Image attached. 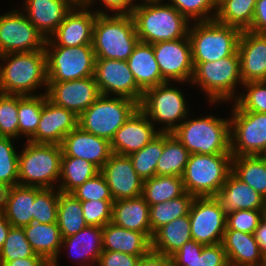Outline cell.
<instances>
[{"label":"cell","instance_id":"cell-1","mask_svg":"<svg viewBox=\"0 0 266 266\" xmlns=\"http://www.w3.org/2000/svg\"><path fill=\"white\" fill-rule=\"evenodd\" d=\"M0 93L34 96L48 89L47 57L43 50L0 55Z\"/></svg>","mask_w":266,"mask_h":266},{"label":"cell","instance_id":"cell-2","mask_svg":"<svg viewBox=\"0 0 266 266\" xmlns=\"http://www.w3.org/2000/svg\"><path fill=\"white\" fill-rule=\"evenodd\" d=\"M133 17L140 42L155 44L185 38L191 22L166 0H140Z\"/></svg>","mask_w":266,"mask_h":266},{"label":"cell","instance_id":"cell-3","mask_svg":"<svg viewBox=\"0 0 266 266\" xmlns=\"http://www.w3.org/2000/svg\"><path fill=\"white\" fill-rule=\"evenodd\" d=\"M189 85H197L212 106L234 102L241 92L237 90L243 85L238 51L217 61L199 63Z\"/></svg>","mask_w":266,"mask_h":266},{"label":"cell","instance_id":"cell-4","mask_svg":"<svg viewBox=\"0 0 266 266\" xmlns=\"http://www.w3.org/2000/svg\"><path fill=\"white\" fill-rule=\"evenodd\" d=\"M138 42L131 14L98 13L92 36L96 59L126 61Z\"/></svg>","mask_w":266,"mask_h":266},{"label":"cell","instance_id":"cell-5","mask_svg":"<svg viewBox=\"0 0 266 266\" xmlns=\"http://www.w3.org/2000/svg\"><path fill=\"white\" fill-rule=\"evenodd\" d=\"M189 116L172 133L190 154H231L230 117Z\"/></svg>","mask_w":266,"mask_h":266},{"label":"cell","instance_id":"cell-6","mask_svg":"<svg viewBox=\"0 0 266 266\" xmlns=\"http://www.w3.org/2000/svg\"><path fill=\"white\" fill-rule=\"evenodd\" d=\"M24 145L18 155V185L58 187L63 154L61 145L37 144L27 140Z\"/></svg>","mask_w":266,"mask_h":266},{"label":"cell","instance_id":"cell-7","mask_svg":"<svg viewBox=\"0 0 266 266\" xmlns=\"http://www.w3.org/2000/svg\"><path fill=\"white\" fill-rule=\"evenodd\" d=\"M171 84L174 83L166 82L146 90L139 104V108L162 133H172L191 114L187 98L181 88L177 87L179 84L184 85V82H177L173 86ZM155 124L162 127L158 129Z\"/></svg>","mask_w":266,"mask_h":266},{"label":"cell","instance_id":"cell-8","mask_svg":"<svg viewBox=\"0 0 266 266\" xmlns=\"http://www.w3.org/2000/svg\"><path fill=\"white\" fill-rule=\"evenodd\" d=\"M241 30L216 20L191 22L188 37L194 68L202 62L229 57L238 49Z\"/></svg>","mask_w":266,"mask_h":266},{"label":"cell","instance_id":"cell-9","mask_svg":"<svg viewBox=\"0 0 266 266\" xmlns=\"http://www.w3.org/2000/svg\"><path fill=\"white\" fill-rule=\"evenodd\" d=\"M232 171V154H190L182 174L184 189L194 197H214Z\"/></svg>","mask_w":266,"mask_h":266},{"label":"cell","instance_id":"cell-10","mask_svg":"<svg viewBox=\"0 0 266 266\" xmlns=\"http://www.w3.org/2000/svg\"><path fill=\"white\" fill-rule=\"evenodd\" d=\"M138 107L134 100L128 98L101 95L78 117V126L111 141L115 132Z\"/></svg>","mask_w":266,"mask_h":266},{"label":"cell","instance_id":"cell-11","mask_svg":"<svg viewBox=\"0 0 266 266\" xmlns=\"http://www.w3.org/2000/svg\"><path fill=\"white\" fill-rule=\"evenodd\" d=\"M48 82H64L94 76L96 55L92 45L45 46Z\"/></svg>","mask_w":266,"mask_h":266},{"label":"cell","instance_id":"cell-12","mask_svg":"<svg viewBox=\"0 0 266 266\" xmlns=\"http://www.w3.org/2000/svg\"><path fill=\"white\" fill-rule=\"evenodd\" d=\"M230 117L232 156L266 154V113L242 111L234 102Z\"/></svg>","mask_w":266,"mask_h":266},{"label":"cell","instance_id":"cell-13","mask_svg":"<svg viewBox=\"0 0 266 266\" xmlns=\"http://www.w3.org/2000/svg\"><path fill=\"white\" fill-rule=\"evenodd\" d=\"M45 42L22 10L0 15V55L43 50Z\"/></svg>","mask_w":266,"mask_h":266},{"label":"cell","instance_id":"cell-14","mask_svg":"<svg viewBox=\"0 0 266 266\" xmlns=\"http://www.w3.org/2000/svg\"><path fill=\"white\" fill-rule=\"evenodd\" d=\"M191 238L203 245L222 241L226 213L214 197H195L189 211Z\"/></svg>","mask_w":266,"mask_h":266},{"label":"cell","instance_id":"cell-15","mask_svg":"<svg viewBox=\"0 0 266 266\" xmlns=\"http://www.w3.org/2000/svg\"><path fill=\"white\" fill-rule=\"evenodd\" d=\"M152 45L162 78L166 82L191 83L194 64L188 36Z\"/></svg>","mask_w":266,"mask_h":266},{"label":"cell","instance_id":"cell-16","mask_svg":"<svg viewBox=\"0 0 266 266\" xmlns=\"http://www.w3.org/2000/svg\"><path fill=\"white\" fill-rule=\"evenodd\" d=\"M95 79L101 95L124 97L141 103L144 92L138 87L127 61L96 59Z\"/></svg>","mask_w":266,"mask_h":266},{"label":"cell","instance_id":"cell-17","mask_svg":"<svg viewBox=\"0 0 266 266\" xmlns=\"http://www.w3.org/2000/svg\"><path fill=\"white\" fill-rule=\"evenodd\" d=\"M98 13L85 3H77L56 31L46 39L45 46L92 45L93 26Z\"/></svg>","mask_w":266,"mask_h":266},{"label":"cell","instance_id":"cell-18","mask_svg":"<svg viewBox=\"0 0 266 266\" xmlns=\"http://www.w3.org/2000/svg\"><path fill=\"white\" fill-rule=\"evenodd\" d=\"M46 94L55 105L73 111L78 117L101 96L95 76L48 82Z\"/></svg>","mask_w":266,"mask_h":266},{"label":"cell","instance_id":"cell-19","mask_svg":"<svg viewBox=\"0 0 266 266\" xmlns=\"http://www.w3.org/2000/svg\"><path fill=\"white\" fill-rule=\"evenodd\" d=\"M114 199H129L142 195L144 180L133 168L129 156L113 153L100 169Z\"/></svg>","mask_w":266,"mask_h":266},{"label":"cell","instance_id":"cell-20","mask_svg":"<svg viewBox=\"0 0 266 266\" xmlns=\"http://www.w3.org/2000/svg\"><path fill=\"white\" fill-rule=\"evenodd\" d=\"M77 126L78 116L73 111L57 106L47 98L36 132L27 141L61 145L64 137Z\"/></svg>","mask_w":266,"mask_h":266},{"label":"cell","instance_id":"cell-21","mask_svg":"<svg viewBox=\"0 0 266 266\" xmlns=\"http://www.w3.org/2000/svg\"><path fill=\"white\" fill-rule=\"evenodd\" d=\"M159 133L146 114L138 107L115 132L110 141L112 152L130 156L142 149Z\"/></svg>","mask_w":266,"mask_h":266},{"label":"cell","instance_id":"cell-22","mask_svg":"<svg viewBox=\"0 0 266 266\" xmlns=\"http://www.w3.org/2000/svg\"><path fill=\"white\" fill-rule=\"evenodd\" d=\"M237 51L243 84L266 81V34L241 31Z\"/></svg>","mask_w":266,"mask_h":266},{"label":"cell","instance_id":"cell-23","mask_svg":"<svg viewBox=\"0 0 266 266\" xmlns=\"http://www.w3.org/2000/svg\"><path fill=\"white\" fill-rule=\"evenodd\" d=\"M61 147L66 156L85 159L99 170L113 154L110 141L90 134L80 126L64 137Z\"/></svg>","mask_w":266,"mask_h":266},{"label":"cell","instance_id":"cell-24","mask_svg":"<svg viewBox=\"0 0 266 266\" xmlns=\"http://www.w3.org/2000/svg\"><path fill=\"white\" fill-rule=\"evenodd\" d=\"M20 8L36 29L48 39L77 4L74 0H24Z\"/></svg>","mask_w":266,"mask_h":266},{"label":"cell","instance_id":"cell-25","mask_svg":"<svg viewBox=\"0 0 266 266\" xmlns=\"http://www.w3.org/2000/svg\"><path fill=\"white\" fill-rule=\"evenodd\" d=\"M42 189L16 185L1 190L0 209L12 227L23 228L33 222L35 196Z\"/></svg>","mask_w":266,"mask_h":266},{"label":"cell","instance_id":"cell-26","mask_svg":"<svg viewBox=\"0 0 266 266\" xmlns=\"http://www.w3.org/2000/svg\"><path fill=\"white\" fill-rule=\"evenodd\" d=\"M102 237L103 227L87 225L75 235L63 238L60 253L69 249L68 257L74 256L72 260L76 261L73 264L96 266L103 251Z\"/></svg>","mask_w":266,"mask_h":266},{"label":"cell","instance_id":"cell-27","mask_svg":"<svg viewBox=\"0 0 266 266\" xmlns=\"http://www.w3.org/2000/svg\"><path fill=\"white\" fill-rule=\"evenodd\" d=\"M214 198L226 214L236 210H262L265 198L232 171Z\"/></svg>","mask_w":266,"mask_h":266},{"label":"cell","instance_id":"cell-28","mask_svg":"<svg viewBox=\"0 0 266 266\" xmlns=\"http://www.w3.org/2000/svg\"><path fill=\"white\" fill-rule=\"evenodd\" d=\"M221 244L229 266H261L263 254L254 234L225 230Z\"/></svg>","mask_w":266,"mask_h":266},{"label":"cell","instance_id":"cell-29","mask_svg":"<svg viewBox=\"0 0 266 266\" xmlns=\"http://www.w3.org/2000/svg\"><path fill=\"white\" fill-rule=\"evenodd\" d=\"M126 61L138 87L143 92L166 83L162 78L152 44L139 41Z\"/></svg>","mask_w":266,"mask_h":266},{"label":"cell","instance_id":"cell-30","mask_svg":"<svg viewBox=\"0 0 266 266\" xmlns=\"http://www.w3.org/2000/svg\"><path fill=\"white\" fill-rule=\"evenodd\" d=\"M112 222L128 230L143 232L151 240L149 204L142 195L114 201Z\"/></svg>","mask_w":266,"mask_h":266},{"label":"cell","instance_id":"cell-31","mask_svg":"<svg viewBox=\"0 0 266 266\" xmlns=\"http://www.w3.org/2000/svg\"><path fill=\"white\" fill-rule=\"evenodd\" d=\"M23 229L34 252L43 257L51 266H59L58 258L63 238L57 223L32 222Z\"/></svg>","mask_w":266,"mask_h":266},{"label":"cell","instance_id":"cell-32","mask_svg":"<svg viewBox=\"0 0 266 266\" xmlns=\"http://www.w3.org/2000/svg\"><path fill=\"white\" fill-rule=\"evenodd\" d=\"M103 250L145 256L151 251V240L143 233L109 222L103 227Z\"/></svg>","mask_w":266,"mask_h":266},{"label":"cell","instance_id":"cell-33","mask_svg":"<svg viewBox=\"0 0 266 266\" xmlns=\"http://www.w3.org/2000/svg\"><path fill=\"white\" fill-rule=\"evenodd\" d=\"M171 258L173 266H229L221 242L203 245L191 239L184 243Z\"/></svg>","mask_w":266,"mask_h":266},{"label":"cell","instance_id":"cell-34","mask_svg":"<svg viewBox=\"0 0 266 266\" xmlns=\"http://www.w3.org/2000/svg\"><path fill=\"white\" fill-rule=\"evenodd\" d=\"M190 227L189 214L164 224L153 233L151 250L171 257L192 239Z\"/></svg>","mask_w":266,"mask_h":266},{"label":"cell","instance_id":"cell-35","mask_svg":"<svg viewBox=\"0 0 266 266\" xmlns=\"http://www.w3.org/2000/svg\"><path fill=\"white\" fill-rule=\"evenodd\" d=\"M232 172L266 199L265 156H232Z\"/></svg>","mask_w":266,"mask_h":266},{"label":"cell","instance_id":"cell-36","mask_svg":"<svg viewBox=\"0 0 266 266\" xmlns=\"http://www.w3.org/2000/svg\"><path fill=\"white\" fill-rule=\"evenodd\" d=\"M190 153L173 133H164V147L157 162V176L182 177Z\"/></svg>","mask_w":266,"mask_h":266},{"label":"cell","instance_id":"cell-37","mask_svg":"<svg viewBox=\"0 0 266 266\" xmlns=\"http://www.w3.org/2000/svg\"><path fill=\"white\" fill-rule=\"evenodd\" d=\"M100 170L85 159L66 156L61 158V174L57 189L71 193L86 180L93 178Z\"/></svg>","mask_w":266,"mask_h":266},{"label":"cell","instance_id":"cell-38","mask_svg":"<svg viewBox=\"0 0 266 266\" xmlns=\"http://www.w3.org/2000/svg\"><path fill=\"white\" fill-rule=\"evenodd\" d=\"M57 225L62 238L75 235L87 226L83 216L81 201L71 193L59 191Z\"/></svg>","mask_w":266,"mask_h":266},{"label":"cell","instance_id":"cell-39","mask_svg":"<svg viewBox=\"0 0 266 266\" xmlns=\"http://www.w3.org/2000/svg\"><path fill=\"white\" fill-rule=\"evenodd\" d=\"M257 0H218L215 20L241 31L251 27Z\"/></svg>","mask_w":266,"mask_h":266},{"label":"cell","instance_id":"cell-40","mask_svg":"<svg viewBox=\"0 0 266 266\" xmlns=\"http://www.w3.org/2000/svg\"><path fill=\"white\" fill-rule=\"evenodd\" d=\"M185 192L182 177L155 175L144 180L142 196L150 206L178 198Z\"/></svg>","mask_w":266,"mask_h":266},{"label":"cell","instance_id":"cell-41","mask_svg":"<svg viewBox=\"0 0 266 266\" xmlns=\"http://www.w3.org/2000/svg\"><path fill=\"white\" fill-rule=\"evenodd\" d=\"M194 196L185 192L182 196L149 206V217L151 225V239L153 233L176 218L189 214Z\"/></svg>","mask_w":266,"mask_h":266},{"label":"cell","instance_id":"cell-42","mask_svg":"<svg viewBox=\"0 0 266 266\" xmlns=\"http://www.w3.org/2000/svg\"><path fill=\"white\" fill-rule=\"evenodd\" d=\"M47 98L45 92L34 96L18 95L19 137L23 136L28 140L36 132L41 117L42 105Z\"/></svg>","mask_w":266,"mask_h":266},{"label":"cell","instance_id":"cell-43","mask_svg":"<svg viewBox=\"0 0 266 266\" xmlns=\"http://www.w3.org/2000/svg\"><path fill=\"white\" fill-rule=\"evenodd\" d=\"M164 147V132H160L147 145L129 157L137 174L147 180L156 175L157 162Z\"/></svg>","mask_w":266,"mask_h":266},{"label":"cell","instance_id":"cell-44","mask_svg":"<svg viewBox=\"0 0 266 266\" xmlns=\"http://www.w3.org/2000/svg\"><path fill=\"white\" fill-rule=\"evenodd\" d=\"M12 137L0 136V190L18 185V155Z\"/></svg>","mask_w":266,"mask_h":266},{"label":"cell","instance_id":"cell-45","mask_svg":"<svg viewBox=\"0 0 266 266\" xmlns=\"http://www.w3.org/2000/svg\"><path fill=\"white\" fill-rule=\"evenodd\" d=\"M168 3L190 22L215 20L218 9V0H168Z\"/></svg>","mask_w":266,"mask_h":266},{"label":"cell","instance_id":"cell-46","mask_svg":"<svg viewBox=\"0 0 266 266\" xmlns=\"http://www.w3.org/2000/svg\"><path fill=\"white\" fill-rule=\"evenodd\" d=\"M41 257L37 255L26 239L23 228L11 227L5 243L0 249V261H13L18 258Z\"/></svg>","mask_w":266,"mask_h":266},{"label":"cell","instance_id":"cell-47","mask_svg":"<svg viewBox=\"0 0 266 266\" xmlns=\"http://www.w3.org/2000/svg\"><path fill=\"white\" fill-rule=\"evenodd\" d=\"M59 190L57 188H43L34 200L33 222L57 223Z\"/></svg>","mask_w":266,"mask_h":266},{"label":"cell","instance_id":"cell-48","mask_svg":"<svg viewBox=\"0 0 266 266\" xmlns=\"http://www.w3.org/2000/svg\"><path fill=\"white\" fill-rule=\"evenodd\" d=\"M241 88L234 103L242 111L266 113V81L247 82Z\"/></svg>","mask_w":266,"mask_h":266},{"label":"cell","instance_id":"cell-49","mask_svg":"<svg viewBox=\"0 0 266 266\" xmlns=\"http://www.w3.org/2000/svg\"><path fill=\"white\" fill-rule=\"evenodd\" d=\"M0 136L19 140L18 95L0 93Z\"/></svg>","mask_w":266,"mask_h":266},{"label":"cell","instance_id":"cell-50","mask_svg":"<svg viewBox=\"0 0 266 266\" xmlns=\"http://www.w3.org/2000/svg\"><path fill=\"white\" fill-rule=\"evenodd\" d=\"M114 200L81 201L83 216L87 225L104 227L112 222Z\"/></svg>","mask_w":266,"mask_h":266},{"label":"cell","instance_id":"cell-51","mask_svg":"<svg viewBox=\"0 0 266 266\" xmlns=\"http://www.w3.org/2000/svg\"><path fill=\"white\" fill-rule=\"evenodd\" d=\"M71 194L80 201L114 200L110 188L100 172L74 189Z\"/></svg>","mask_w":266,"mask_h":266},{"label":"cell","instance_id":"cell-52","mask_svg":"<svg viewBox=\"0 0 266 266\" xmlns=\"http://www.w3.org/2000/svg\"><path fill=\"white\" fill-rule=\"evenodd\" d=\"M263 219L262 210H236L226 214V230H236L254 234Z\"/></svg>","mask_w":266,"mask_h":266},{"label":"cell","instance_id":"cell-53","mask_svg":"<svg viewBox=\"0 0 266 266\" xmlns=\"http://www.w3.org/2000/svg\"><path fill=\"white\" fill-rule=\"evenodd\" d=\"M95 1H100V5L104 6V10L103 8H95L93 10L104 14H109V12L112 14H131L134 7L138 4L136 0H87L85 4L91 9L97 3Z\"/></svg>","mask_w":266,"mask_h":266},{"label":"cell","instance_id":"cell-54","mask_svg":"<svg viewBox=\"0 0 266 266\" xmlns=\"http://www.w3.org/2000/svg\"><path fill=\"white\" fill-rule=\"evenodd\" d=\"M142 256L103 250L96 266H137Z\"/></svg>","mask_w":266,"mask_h":266},{"label":"cell","instance_id":"cell-55","mask_svg":"<svg viewBox=\"0 0 266 266\" xmlns=\"http://www.w3.org/2000/svg\"><path fill=\"white\" fill-rule=\"evenodd\" d=\"M249 31L266 34V0H257Z\"/></svg>","mask_w":266,"mask_h":266},{"label":"cell","instance_id":"cell-56","mask_svg":"<svg viewBox=\"0 0 266 266\" xmlns=\"http://www.w3.org/2000/svg\"><path fill=\"white\" fill-rule=\"evenodd\" d=\"M137 266H173V263L170 256L158 254L151 250L140 258Z\"/></svg>","mask_w":266,"mask_h":266},{"label":"cell","instance_id":"cell-57","mask_svg":"<svg viewBox=\"0 0 266 266\" xmlns=\"http://www.w3.org/2000/svg\"><path fill=\"white\" fill-rule=\"evenodd\" d=\"M2 266H51L43 257L18 258L13 261H0Z\"/></svg>","mask_w":266,"mask_h":266},{"label":"cell","instance_id":"cell-58","mask_svg":"<svg viewBox=\"0 0 266 266\" xmlns=\"http://www.w3.org/2000/svg\"><path fill=\"white\" fill-rule=\"evenodd\" d=\"M255 240L258 243L260 251L263 255L266 254V221L262 219L258 227L254 231Z\"/></svg>","mask_w":266,"mask_h":266},{"label":"cell","instance_id":"cell-59","mask_svg":"<svg viewBox=\"0 0 266 266\" xmlns=\"http://www.w3.org/2000/svg\"><path fill=\"white\" fill-rule=\"evenodd\" d=\"M11 227L12 225L6 219L4 212L0 209V249L5 243Z\"/></svg>","mask_w":266,"mask_h":266},{"label":"cell","instance_id":"cell-60","mask_svg":"<svg viewBox=\"0 0 266 266\" xmlns=\"http://www.w3.org/2000/svg\"><path fill=\"white\" fill-rule=\"evenodd\" d=\"M262 217L266 221V199L264 200V204H263Z\"/></svg>","mask_w":266,"mask_h":266},{"label":"cell","instance_id":"cell-61","mask_svg":"<svg viewBox=\"0 0 266 266\" xmlns=\"http://www.w3.org/2000/svg\"><path fill=\"white\" fill-rule=\"evenodd\" d=\"M261 266H266V254L263 255V260H262Z\"/></svg>","mask_w":266,"mask_h":266},{"label":"cell","instance_id":"cell-62","mask_svg":"<svg viewBox=\"0 0 266 266\" xmlns=\"http://www.w3.org/2000/svg\"><path fill=\"white\" fill-rule=\"evenodd\" d=\"M76 3H85L87 0H74Z\"/></svg>","mask_w":266,"mask_h":266}]
</instances>
